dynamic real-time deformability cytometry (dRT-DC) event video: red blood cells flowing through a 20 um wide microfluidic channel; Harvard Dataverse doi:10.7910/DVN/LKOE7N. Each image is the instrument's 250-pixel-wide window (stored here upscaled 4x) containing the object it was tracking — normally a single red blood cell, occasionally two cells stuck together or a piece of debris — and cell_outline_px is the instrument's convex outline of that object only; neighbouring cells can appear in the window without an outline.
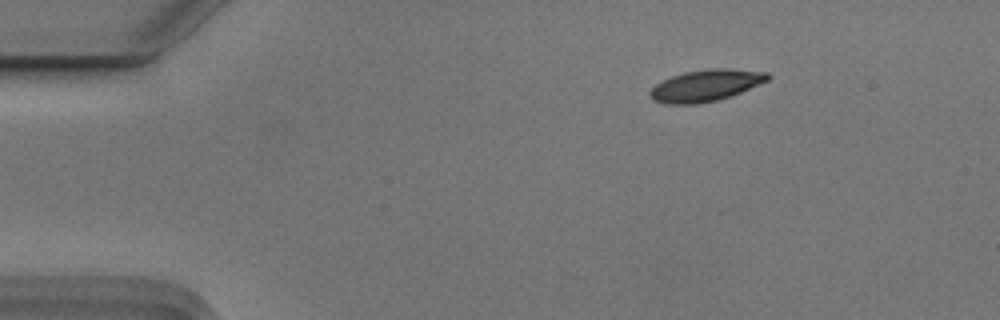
{"species": "Egyptian fruit bat (a non-hibernating species)", "species_latin": "Rousettus aegyptiacus", "temperature_condition": "cold", "stored_images_in_passage": 48, "camera_frame_rate_fps": 3000, "um_per_image_px": 0.085, "animal": {"sex": "male"}, "frame": {"image": 1, "passage_image": 1, "time_ms": 0.0, "image_size_px": [1000, 320], "cell_outline_px": [[772, 76], [768, 80], [760, 84], [732, 96], [716, 100], [696, 104], [664, 104], [652, 100], [648, 96], [648, 92], [656, 84], [672, 76], [684, 72], [716, 68], [724, 68], [768, 72]], "centroid_in_image_um": [59.98, 7.27], "position_along_channel_um": 25.0, "area_um2": 21.73}}
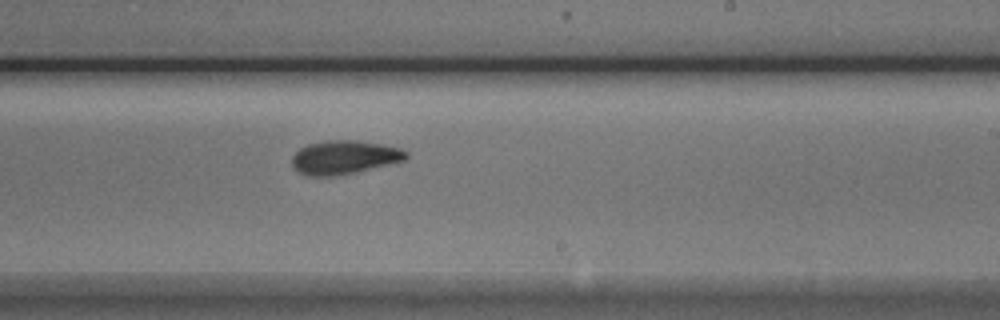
{"frame": {"image": 2, "passage_image": 26, "time_ms": 8.333, "image_size_px": [1000, 320], "cell_outline_px": [[408, 156], [404, 160], [356, 172], [336, 176], [304, 176], [296, 172], [292, 168], [292, 156], [300, 148], [308, 144], [324, 140], [356, 140], [380, 144], [400, 148], [408, 152]], "centroid_in_image_um": [29.2, 13.38], "position_along_channel_um": 259.8, "area_um2": 22.54}}
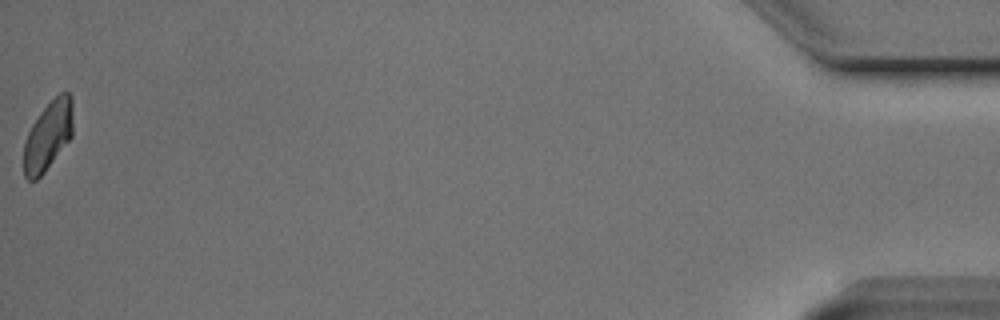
{"frame": {"image": 3, "passage_image": 48, "time_ms": 15.667, "image_size_px": [1000, 320], "cell_outline_px": [[72, 136], [44, 172], [36, 180], [28, 180], [24, 176], [24, 144], [28, 132], [32, 124], [40, 112], [60, 92], [68, 92], [72, 96]], "centroid_in_image_um": [4.08, 11.53], "position_along_channel_um": 431.1, "area_um2": 19.59}, "authors_computed_cell_mechanics": {"area_um2": 21.7617, "velocity_mm_per_s": 3.7066, "shape_relaxation_time_tau1_ms": 2.6692, "shape_relaxation_time_tau2_ms": 3.3809, "deformation_change_tau1": 0.1097, "deformation_change_tau2": 0.0923}}